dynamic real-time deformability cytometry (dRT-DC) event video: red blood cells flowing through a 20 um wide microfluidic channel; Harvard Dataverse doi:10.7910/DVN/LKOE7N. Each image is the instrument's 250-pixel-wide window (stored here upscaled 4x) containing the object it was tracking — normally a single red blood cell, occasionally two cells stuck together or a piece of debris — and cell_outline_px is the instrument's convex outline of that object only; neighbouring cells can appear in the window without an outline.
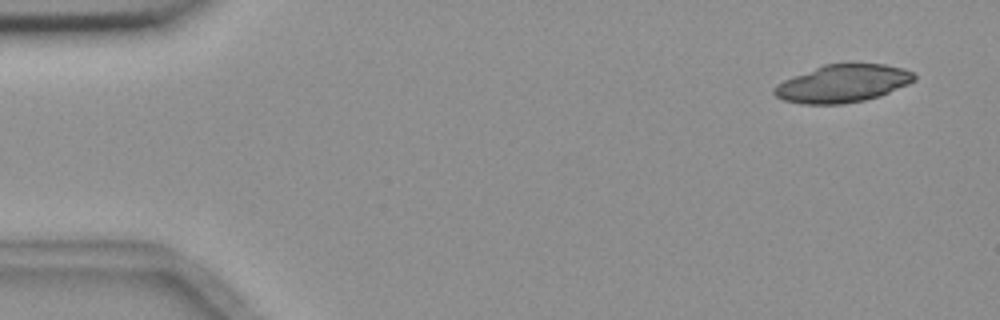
{"species": "common noctule bat (a hibernating species)", "species_latin": "Nyctalus noctula", "temperature_condition": "room temperature", "stored_images_in_passage": 4, "camera_frame_rate_fps": 3000, "um_per_image_px": 0.085, "animal": {"sex": "female", "body_mass_g": 18.4}, "frame": {"image": 1, "passage_image": 1, "time_ms": 0.0, "image_size_px": [1000, 320], "cell_outline_px": [[916, 80], [908, 84], [880, 96], [864, 100], [844, 104], [800, 104], [784, 100], [776, 96], [772, 92], [772, 88], [776, 84], [784, 80], [824, 64], [884, 64], [904, 68], [912, 72], [916, 76]], "centroid_in_image_um": [71.63, 7.11], "position_along_channel_um": 13.4, "area_um2": 30.75}}